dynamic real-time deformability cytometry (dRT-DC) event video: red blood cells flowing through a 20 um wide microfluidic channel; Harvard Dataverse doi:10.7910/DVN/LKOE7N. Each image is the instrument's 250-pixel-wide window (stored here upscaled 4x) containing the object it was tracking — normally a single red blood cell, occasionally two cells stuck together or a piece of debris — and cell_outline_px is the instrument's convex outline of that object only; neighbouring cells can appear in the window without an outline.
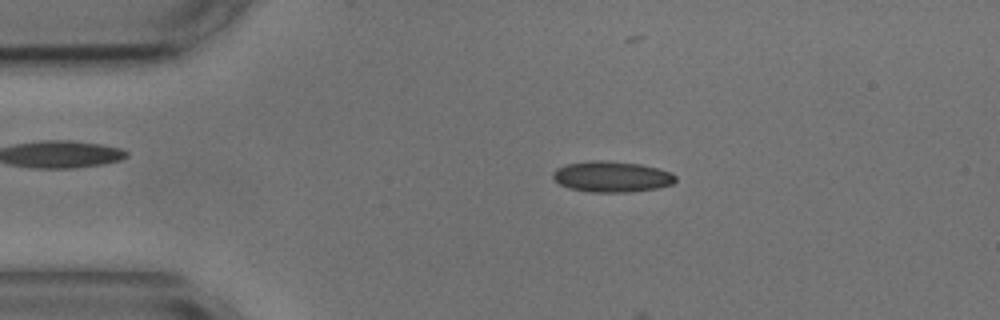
{"species": "common noctule bat (a hibernating species)", "species_latin": "Nyctalus noctula", "temperature_condition": "cold", "stored_images_in_passage": 12, "camera_frame_rate_fps": 3000, "um_per_image_px": 0.085, "animal": {"sex": "male", "body_mass_g": 17.9, "forearm_length_mm": 54.2}, "frame": {"image": 1, "passage_image": 10, "time_ms": 3.0, "image_size_px": [1000, 320], "cell_outline_px": [[676, 180], [672, 184], [656, 188], [628, 192], [588, 192], [568, 188], [560, 184], [552, 176], [552, 172], [556, 168], [564, 164], [588, 160], [604, 160], [640, 164], [672, 172], [676, 176]], "centroid_in_image_um": [51.96, 15.01], "position_along_channel_um": 33.0, "area_um2": 22.2}}